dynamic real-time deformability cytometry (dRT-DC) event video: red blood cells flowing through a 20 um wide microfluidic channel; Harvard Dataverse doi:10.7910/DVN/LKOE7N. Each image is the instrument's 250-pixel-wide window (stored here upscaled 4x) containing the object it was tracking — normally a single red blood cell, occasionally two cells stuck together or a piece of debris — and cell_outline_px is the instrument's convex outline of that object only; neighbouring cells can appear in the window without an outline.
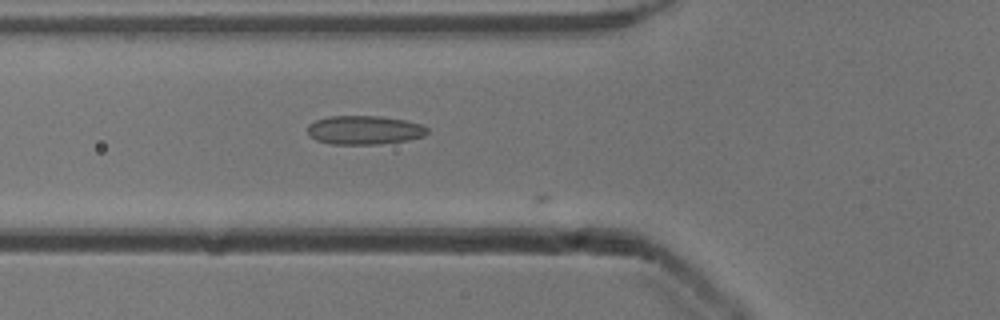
{"species": "common noctule bat (a hibernating species)", "species_latin": "Nyctalus noctula", "temperature_condition": "cold", "stored_images_in_passage": 20, "camera_frame_rate_fps": 3000, "um_per_image_px": 0.085, "animal": {"sex": "male", "body_mass_g": 13.3}, "frame": {"image": 1, "passage_image": 19, "time_ms": 6.0, "image_size_px": [1000, 320], "cell_outline_px": [[428, 132], [424, 136], [408, 140], [380, 144], [332, 144], [316, 140], [308, 136], [308, 124], [316, 120], [328, 116], [380, 116], [404, 120], [420, 124], [428, 128]], "centroid_in_image_um": [30.95, 11.05], "position_along_channel_um": 94.8, "area_um2": 20.17}}